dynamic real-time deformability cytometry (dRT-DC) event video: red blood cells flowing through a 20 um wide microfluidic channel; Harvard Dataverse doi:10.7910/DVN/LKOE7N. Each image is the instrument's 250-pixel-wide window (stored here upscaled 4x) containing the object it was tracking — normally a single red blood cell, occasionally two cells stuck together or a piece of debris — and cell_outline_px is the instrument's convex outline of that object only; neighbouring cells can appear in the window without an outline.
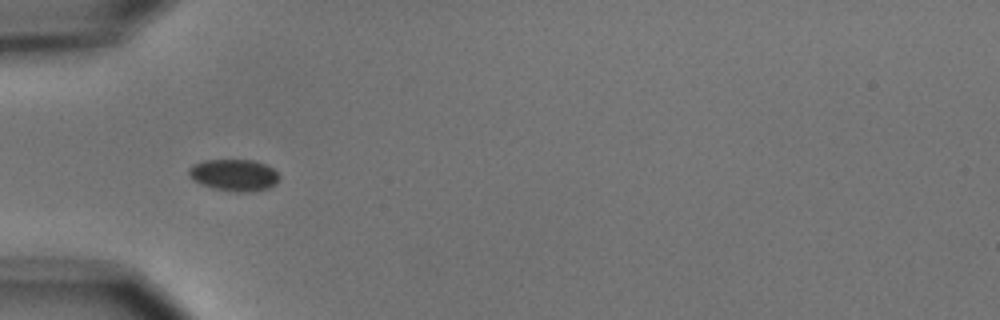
{"species": "common noctule bat (a hibernating species)", "species_latin": "Nyctalus noctula", "temperature_condition": "cold", "stored_images_in_passage": 9, "camera_frame_rate_fps": 3000, "um_per_image_px": 0.085, "animal": {"sex": "male", "body_mass_g": 15.6}, "frame": {"image": 1, "passage_image": 4, "time_ms": 3.667, "image_size_px": [1000, 320], "cell_outline_px": [[280, 176], [276, 184], [268, 188], [244, 192], [236, 192], [212, 188], [200, 184], [188, 176], [188, 168], [192, 164], [204, 160], [252, 160], [264, 164], [272, 168]], "centroid_in_image_um": [19.85, 14.88], "position_along_channel_um": 65.1, "area_um2": 16.76}}
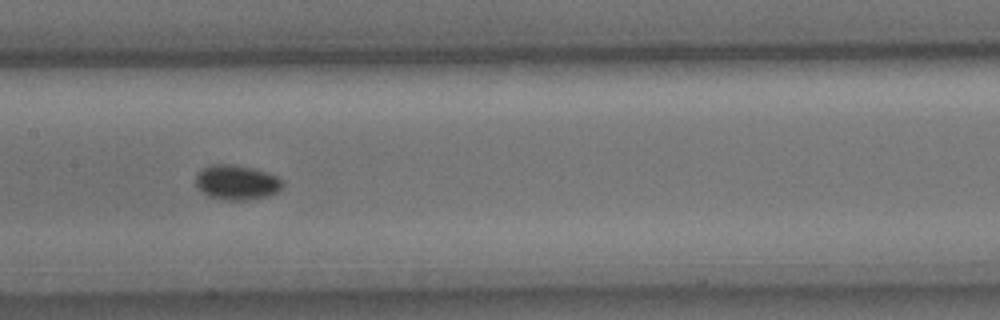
{"frame": {"image": 2, "passage_image": 7, "time_ms": 7.0, "image_size_px": [1000, 320], "cell_outline_px": [[280, 188], [276, 192], [268, 196], [244, 200], [224, 200], [208, 196], [196, 184], [196, 176], [208, 164], [236, 164], [268, 172], [276, 176], [280, 180]], "centroid_in_image_um": [20.1, 15.49], "position_along_channel_um": 187.3, "area_um2": 17.34}}
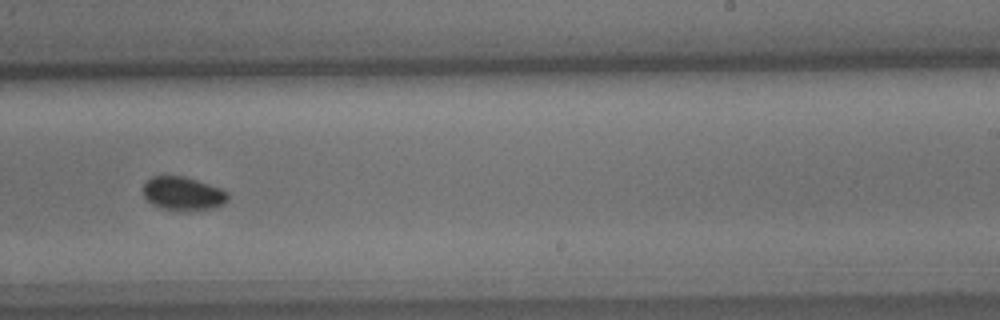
{"frame": {"image": 3, "passage_image": 9, "time_ms": 9.333, "image_size_px": [1000, 320], "cell_outline_px": [[228, 200], [224, 204], [216, 208], [184, 212], [160, 208], [152, 204], [144, 196], [144, 184], [152, 176], [184, 176], [220, 188], [228, 192]], "centroid_in_image_um": [15.58, 16.48], "position_along_channel_um": 273.4, "area_um2": 16.76}}